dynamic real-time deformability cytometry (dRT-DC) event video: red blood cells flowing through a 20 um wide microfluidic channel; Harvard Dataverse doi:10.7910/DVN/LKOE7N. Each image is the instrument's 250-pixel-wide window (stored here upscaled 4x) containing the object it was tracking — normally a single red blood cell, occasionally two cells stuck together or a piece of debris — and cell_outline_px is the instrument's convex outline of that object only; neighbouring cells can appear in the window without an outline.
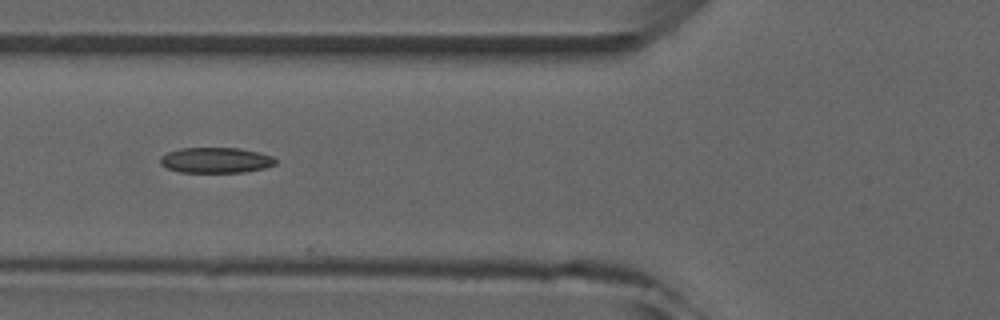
{"species": "common noctule bat (a hibernating species)", "species_latin": "Nyctalus noctula", "temperature_condition": "room temperature", "stored_images_in_passage": 5, "camera_frame_rate_fps": 3000, "um_per_image_px": 0.085, "animal": {"sex": "male", "forearm_length_mm": 52.5}, "frame": {"image": 1, "passage_image": 5, "time_ms": 5.333, "image_size_px": [1000, 320], "cell_outline_px": [[276, 164], [264, 168], [244, 172], [180, 172], [168, 168], [160, 164], [160, 156], [168, 152], [180, 148], [236, 148], [256, 152], [272, 156], [276, 160]], "centroid_in_image_um": [18.32, 13.62], "position_along_channel_um": 107.5, "area_um2": 16.99}}